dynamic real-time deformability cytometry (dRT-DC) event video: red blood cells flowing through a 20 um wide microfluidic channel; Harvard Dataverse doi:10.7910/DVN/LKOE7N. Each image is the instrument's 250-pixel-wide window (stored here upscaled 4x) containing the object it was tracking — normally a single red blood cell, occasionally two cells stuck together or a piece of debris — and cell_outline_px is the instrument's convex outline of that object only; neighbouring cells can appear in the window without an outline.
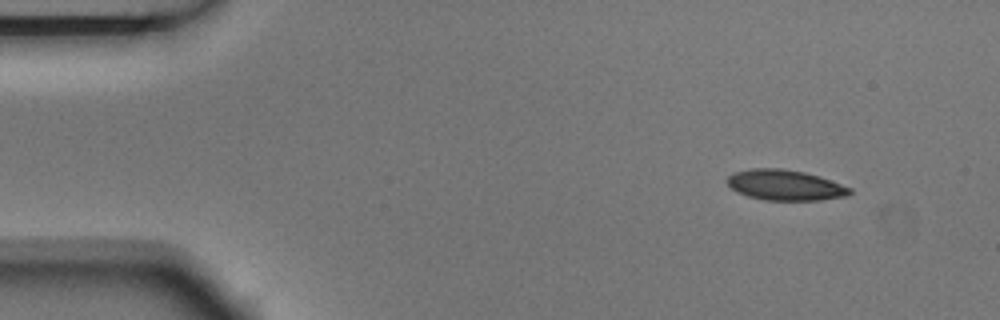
{"species": "Egyptian fruit bat (a non-hibernating species)", "species_latin": "Rousettus aegyptiacus", "temperature_condition": "room temperature", "stored_images_in_passage": 4, "camera_frame_rate_fps": 3000, "um_per_image_px": 0.085, "animal": {"sex": "male"}, "frame": {"image": 1, "passage_image": 1, "time_ms": 0.0, "image_size_px": [1000, 320], "cell_outline_px": [[852, 192], [848, 196], [820, 200], [764, 200], [748, 196], [736, 192], [728, 184], [728, 176], [732, 172], [752, 168], [780, 168], [804, 172], [820, 176], [852, 188]], "centroid_in_image_um": [66.74, 15.73], "position_along_channel_um": 18.3, "area_um2": 21.91}}
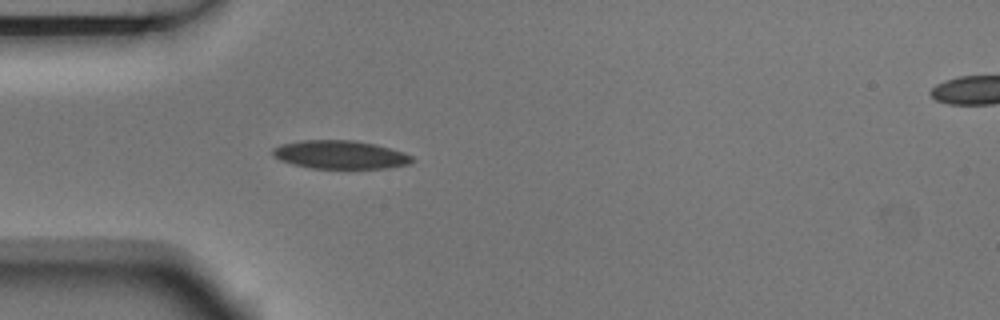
{"frame": {"image": 2, "passage_image": 4, "time_ms": 1.0, "image_size_px": [1000, 320], "cell_outline_px": [[416, 160], [408, 164], [388, 168], [312, 168], [292, 164], [280, 160], [272, 156], [272, 148], [284, 144], [304, 140], [352, 140], [376, 144], [404, 152], [412, 156]], "centroid_in_image_um": [28.94, 13.15], "position_along_channel_um": 56.1, "area_um2": 23.0}}